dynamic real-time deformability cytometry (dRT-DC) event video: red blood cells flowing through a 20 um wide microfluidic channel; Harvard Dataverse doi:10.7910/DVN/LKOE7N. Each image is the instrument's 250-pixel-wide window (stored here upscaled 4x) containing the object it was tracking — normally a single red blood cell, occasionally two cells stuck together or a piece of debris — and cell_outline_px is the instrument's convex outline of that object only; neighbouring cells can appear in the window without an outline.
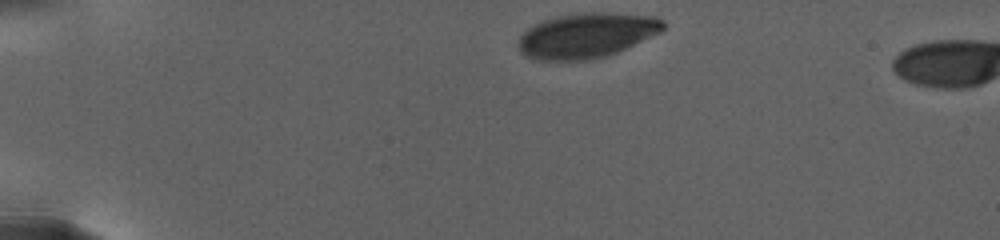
{"species": "human", "species_latin": "Homo sapiens", "temperature_condition": "warm", "stored_images_in_passage": 3, "camera_frame_rate_fps": 3000, "um_per_image_px": 0.085, "donor": {"sex": "female"}, "frame": {"image": 1, "passage_image": 1, "time_ms": 0.0, "image_size_px": [1000, 240], "cell_outline_px": [[668, 24], [660, 32], [616, 52], [604, 56], [584, 60], [536, 60], [520, 52], [520, 36], [528, 28], [544, 20], [556, 16], [584, 12], [604, 12], [656, 16], [664, 20]], "centroid_in_image_um": [49.9, 2.99], "position_along_channel_um": 35.1, "area_um2": 37.63}}